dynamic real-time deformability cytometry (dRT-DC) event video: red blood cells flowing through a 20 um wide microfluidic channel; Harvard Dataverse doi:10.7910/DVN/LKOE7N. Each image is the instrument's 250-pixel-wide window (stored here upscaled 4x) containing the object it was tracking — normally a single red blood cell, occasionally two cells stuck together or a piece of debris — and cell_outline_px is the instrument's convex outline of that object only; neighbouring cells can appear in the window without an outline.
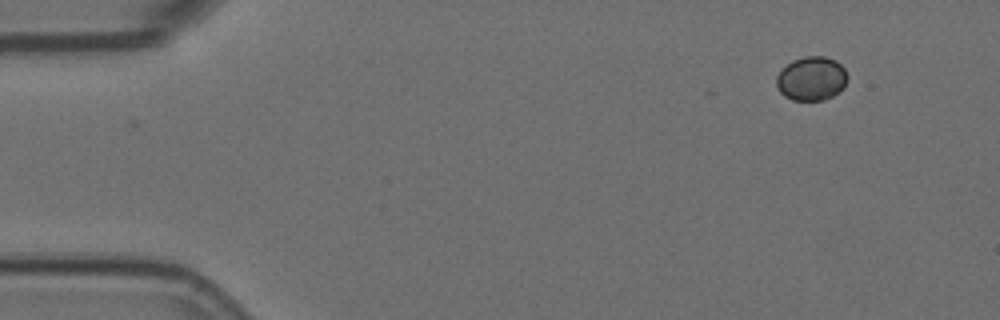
{"species": "Egyptian fruit bat (a non-hibernating species)", "species_latin": "Rousettus aegyptiacus", "temperature_condition": "room temperature", "stored_images_in_passage": 4, "camera_frame_rate_fps": 3000, "um_per_image_px": 0.085, "animal": {"sex": "female"}, "frame": {"image": 1, "passage_image": 1, "time_ms": 0.0, "image_size_px": [1000, 320], "cell_outline_px": [[848, 76], [844, 88], [840, 92], [824, 100], [792, 100], [784, 96], [780, 92], [776, 84], [776, 76], [792, 60], [804, 56], [824, 56], [836, 60], [844, 68]], "centroid_in_image_um": [68.99, 6.68], "position_along_channel_um": 16.0, "area_um2": 18.32}}